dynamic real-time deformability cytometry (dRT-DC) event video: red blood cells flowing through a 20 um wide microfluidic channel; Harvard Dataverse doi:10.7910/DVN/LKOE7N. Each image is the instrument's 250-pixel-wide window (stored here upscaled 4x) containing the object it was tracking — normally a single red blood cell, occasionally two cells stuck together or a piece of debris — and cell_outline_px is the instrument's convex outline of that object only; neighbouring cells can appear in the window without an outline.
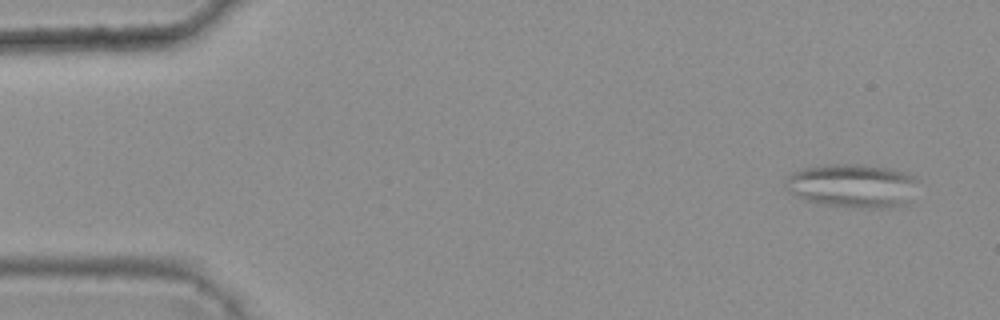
{"species": "common noctule bat (a hibernating species)", "species_latin": "Nyctalus noctula", "temperature_condition": "warm", "stored_images_in_passage": 5, "camera_frame_rate_fps": 3000, "um_per_image_px": 0.085, "animal": {"sex": "female", "body_mass_g": 25.1}, "frame": {"image": 1, "passage_image": 1, "time_ms": 0.0, "image_size_px": [1000, 320], "cell_outline_px": [[916, 180], [908, 204], [892, 208], [856, 208], [820, 204], [792, 196], [784, 188], [788, 176], [792, 172], [804, 168], [824, 164], [864, 164], [892, 168], [908, 172], [916, 176]], "centroid_in_image_um": [72.44, 15.79], "position_along_channel_um": 12.6, "area_um2": 34.45}}